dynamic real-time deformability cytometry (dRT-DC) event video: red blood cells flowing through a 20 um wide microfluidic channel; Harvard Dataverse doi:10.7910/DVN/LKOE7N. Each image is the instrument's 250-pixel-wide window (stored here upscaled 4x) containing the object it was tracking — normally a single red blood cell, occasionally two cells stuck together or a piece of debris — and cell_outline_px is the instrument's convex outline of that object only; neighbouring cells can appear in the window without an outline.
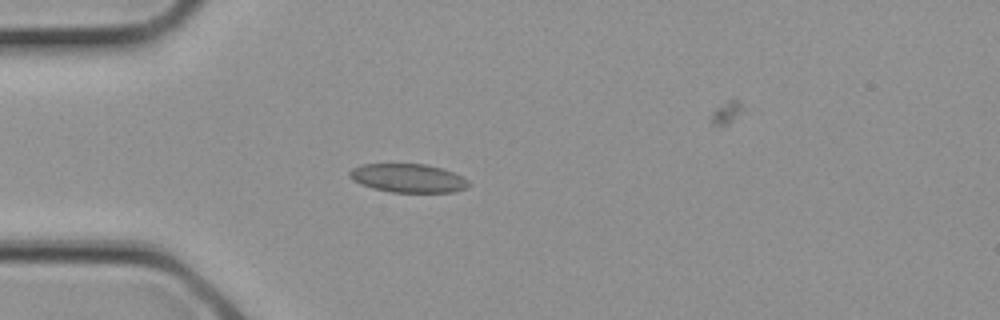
{"species": "common noctule bat (a hibernating species)", "species_latin": "Nyctalus noctula", "temperature_condition": "cold", "stored_images_in_passage": 3, "camera_frame_rate_fps": 3000, "um_per_image_px": 0.085, "animal": {"sex": "female", "body_mass_g": 21.9}, "frame": {"image": 1, "passage_image": 3, "time_ms": 0.667, "image_size_px": [1000, 320], "cell_outline_px": [[472, 184], [468, 188], [456, 192], [392, 192], [372, 188], [360, 184], [348, 176], [348, 172], [352, 168], [360, 164], [428, 164], [452, 172], [468, 180]], "centroid_in_image_um": [34.69, 15.14], "position_along_channel_um": 50.3, "area_um2": 20.0}}